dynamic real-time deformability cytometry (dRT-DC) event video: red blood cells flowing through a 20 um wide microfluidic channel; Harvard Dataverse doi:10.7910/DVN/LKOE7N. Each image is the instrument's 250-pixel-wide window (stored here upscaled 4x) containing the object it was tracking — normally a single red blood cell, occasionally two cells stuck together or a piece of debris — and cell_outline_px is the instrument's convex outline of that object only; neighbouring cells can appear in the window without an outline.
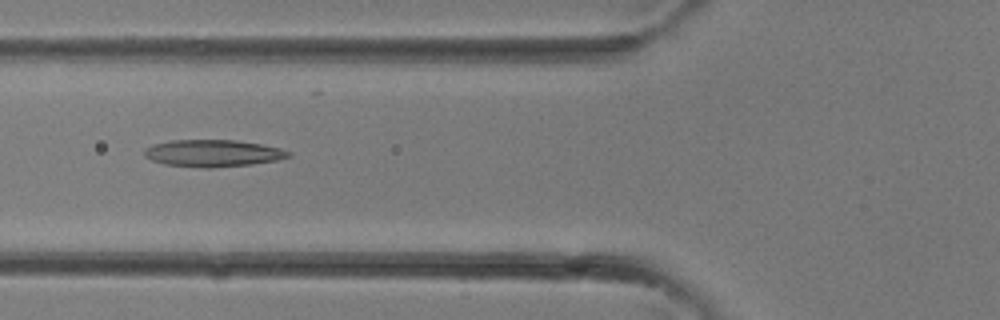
{"species": "common noctule bat (a hibernating species)", "species_latin": "Nyctalus noctula", "temperature_condition": "room temperature", "stored_images_in_passage": 21, "camera_frame_rate_fps": 3000, "um_per_image_px": 0.085, "animal": {"sex": "female"}, "frame": {"image": 1, "passage_image": 7, "time_ms": 2.0, "image_size_px": [1000, 320], "cell_outline_px": [[292, 156], [276, 160], [252, 164], [212, 168], [204, 168], [164, 164], [152, 160], [144, 156], [144, 148], [152, 144], [172, 140], [236, 140], [260, 144], [280, 148], [292, 152]], "centroid_in_image_um": [18.09, 13.02], "position_along_channel_um": 107.7, "area_um2": 22.77}}
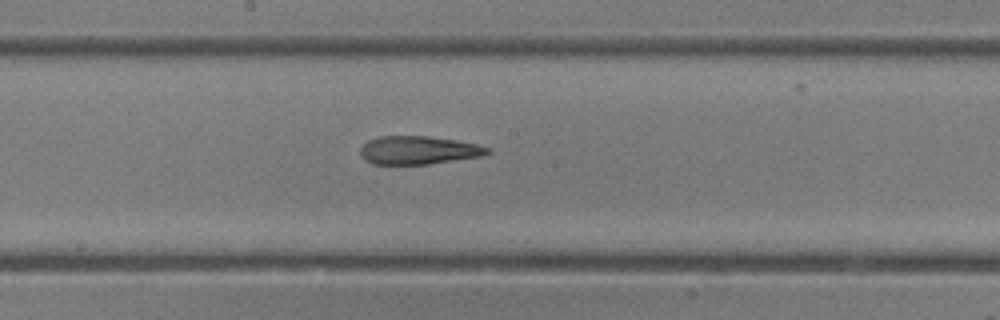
{"frame": {"image": 2, "passage_image": 12, "time_ms": 3.667, "image_size_px": [1000, 320], "cell_outline_px": [[492, 152], [484, 156], [428, 164], [372, 164], [364, 160], [360, 156], [360, 148], [368, 140], [380, 136], [428, 136], [456, 140], [476, 144], [492, 148]], "centroid_in_image_um": [35.59, 12.77], "position_along_channel_um": 212.6, "area_um2": 21.15}}
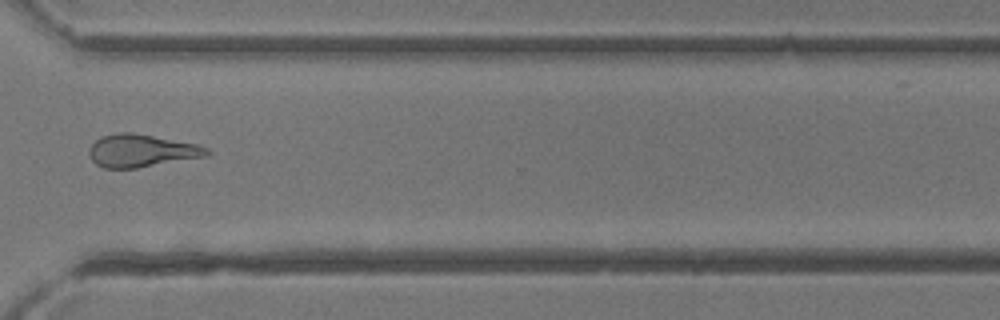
{"frame": {"image": 3, "passage_image": 19, "time_ms": 6.0, "image_size_px": [1000, 320], "cell_outline_px": [[212, 152], [208, 156], [136, 168], [104, 168], [96, 164], [88, 156], [88, 148], [100, 136], [116, 132], [132, 132], [196, 144], [208, 148]], "centroid_in_image_um": [11.99, 12.81], "position_along_channel_um": 358.6, "area_um2": 22.54}}